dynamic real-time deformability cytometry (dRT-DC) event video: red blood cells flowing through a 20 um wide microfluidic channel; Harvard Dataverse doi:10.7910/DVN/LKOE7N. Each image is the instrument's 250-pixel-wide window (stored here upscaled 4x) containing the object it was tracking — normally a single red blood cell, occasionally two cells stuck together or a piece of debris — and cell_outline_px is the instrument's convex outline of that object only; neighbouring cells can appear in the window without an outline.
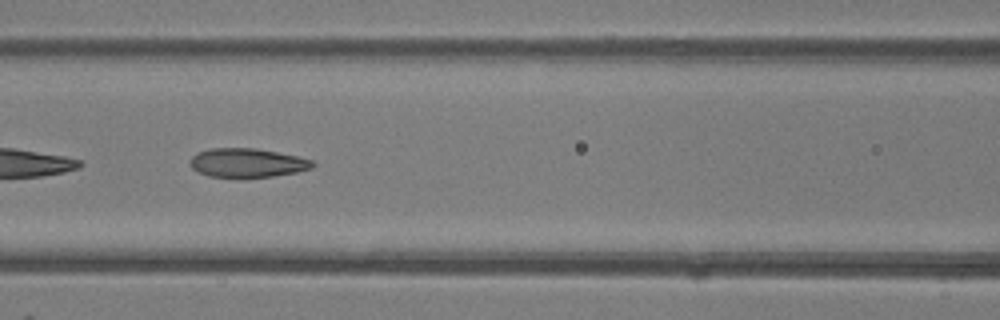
{"species": "common noctule bat (a hibernating species)", "species_latin": "Nyctalus noctula", "temperature_condition": "room temperature", "stored_images_in_passage": 22, "camera_frame_rate_fps": 3000, "um_per_image_px": 0.085, "animal": {"sex": "female"}, "frame": {"image": 1, "passage_image": 16, "time_ms": 5.0, "image_size_px": [1000, 320], "cell_outline_px": [[316, 164], [312, 168], [296, 172], [272, 176], [244, 180], [236, 180], [208, 176], [196, 172], [188, 164], [192, 156], [196, 152], [208, 148], [256, 148], [296, 156], [312, 160]], "centroid_in_image_um": [20.93, 13.88], "position_along_channel_um": 145.7, "area_um2": 21.56}}
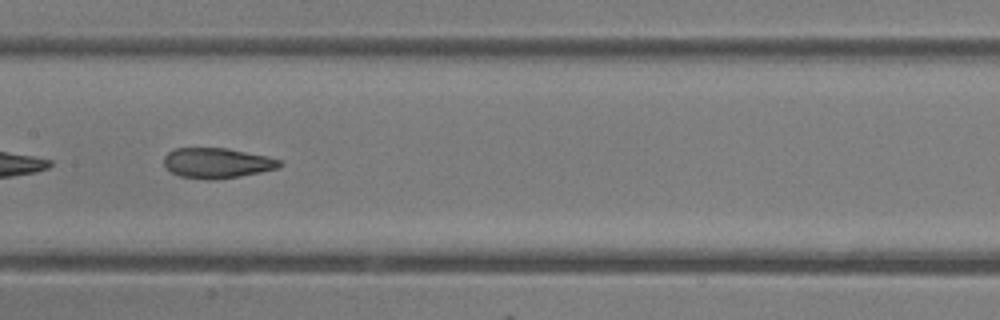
{"frame": {"image": 2, "passage_image": 19, "time_ms": 6.0, "image_size_px": [1000, 320], "cell_outline_px": [[284, 164], [276, 168], [260, 172], [240, 176], [212, 180], [208, 180], [180, 176], [172, 172], [164, 164], [164, 156], [168, 152], [176, 148], [228, 148], [268, 156], [284, 160]], "centroid_in_image_um": [18.49, 13.85], "position_along_channel_um": 188.9, "area_um2": 20.46}}